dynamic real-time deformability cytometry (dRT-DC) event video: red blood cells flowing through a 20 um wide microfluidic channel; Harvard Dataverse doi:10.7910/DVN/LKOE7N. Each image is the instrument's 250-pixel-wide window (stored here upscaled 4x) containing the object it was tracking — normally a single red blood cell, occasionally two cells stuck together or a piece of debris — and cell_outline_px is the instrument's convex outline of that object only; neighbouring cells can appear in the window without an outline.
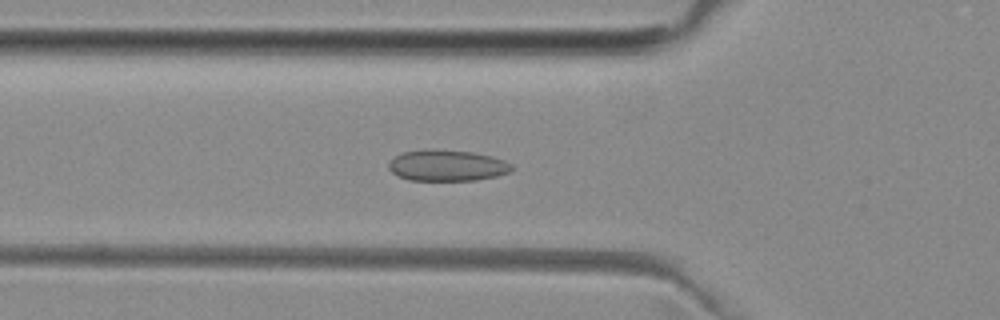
{"species": "common noctule bat (a hibernating species)", "species_latin": "Nyctalus noctula", "temperature_condition": "room temperature", "stored_images_in_passage": 51, "camera_frame_rate_fps": 3000, "um_per_image_px": 0.085, "animal": {"sex": "female", "body_mass_g": 29.2, "forearm_length_mm": 56.3}, "frame": {"image": 1, "passage_image": 17, "time_ms": 5.333, "image_size_px": [1000, 320], "cell_outline_px": [[512, 168], [508, 172], [496, 176], [476, 180], [408, 180], [392, 172], [388, 168], [388, 164], [396, 156], [404, 152], [472, 152], [492, 156], [504, 160], [512, 164]], "centroid_in_image_um": [38.05, 14.11], "position_along_channel_um": 87.8, "area_um2": 21.27}}
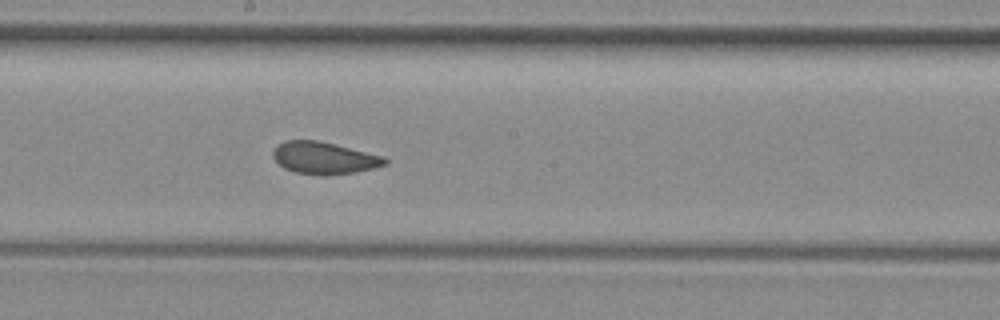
{"frame": {"image": 2, "passage_image": 27, "time_ms": 8.667, "image_size_px": [1000, 320], "cell_outline_px": [[388, 164], [356, 172], [324, 176], [296, 172], [284, 168], [272, 156], [272, 152], [284, 140], [316, 140], [384, 156], [388, 160]], "centroid_in_image_um": [27.56, 13.44], "position_along_channel_um": 220.6, "area_um2": 20.75}}
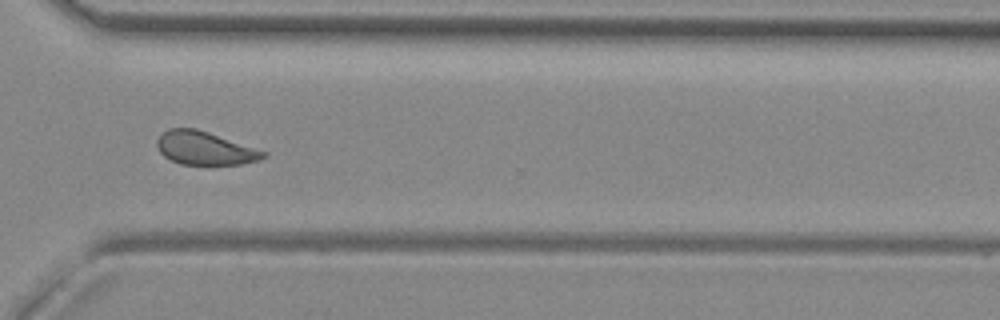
{"frame": {"image": 3, "passage_image": 37, "time_ms": 12.0, "image_size_px": [1000, 320], "cell_outline_px": [[268, 156], [260, 160], [240, 164], [180, 164], [164, 156], [160, 152], [156, 144], [156, 140], [168, 128], [196, 128], [268, 152]], "centroid_in_image_um": [17.43, 12.59], "position_along_channel_um": 353.2, "area_um2": 20.52}, "authors_computed_cell_mechanics": {"area_um2": 21.6172, "velocity_mm_per_s": 3.9719, "shape_relaxation_time_tau1_ms": null, "shape_relaxation_time_tau2_ms": 1.0183, "deformation_change_tau1": null, "deformation_change_tau2": 0.0656}}